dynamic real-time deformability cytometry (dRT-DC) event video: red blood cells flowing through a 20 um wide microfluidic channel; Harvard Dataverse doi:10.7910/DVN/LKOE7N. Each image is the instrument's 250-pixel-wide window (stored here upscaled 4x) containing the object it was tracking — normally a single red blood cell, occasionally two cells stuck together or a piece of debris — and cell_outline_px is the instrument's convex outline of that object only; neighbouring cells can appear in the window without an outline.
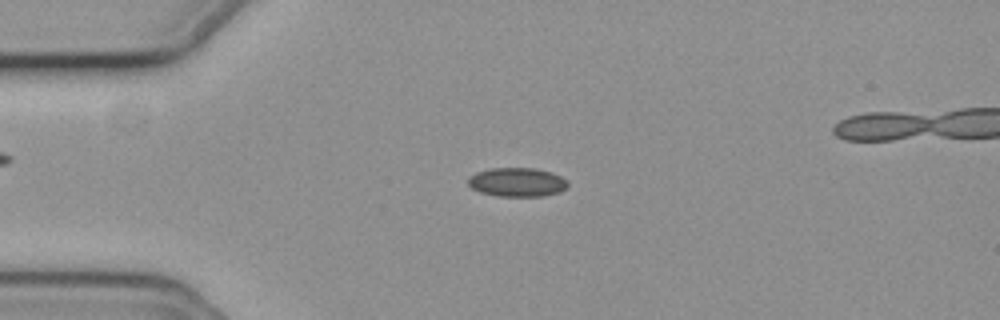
{"species": "common noctule bat (a hibernating species)", "species_latin": "Nyctalus noctula", "temperature_condition": "cold", "stored_images_in_passage": 53, "camera_frame_rate_fps": 3000, "um_per_image_px": 0.085, "animal": {"sex": "female", "body_mass_g": 19.3, "forearm_length_mm": 54.1}, "frame": {"image": 1, "passage_image": 14, "time_ms": 4.333, "image_size_px": [1000, 320], "cell_outline_px": [[568, 188], [560, 192], [540, 196], [500, 196], [480, 192], [472, 188], [468, 184], [468, 176], [476, 172], [488, 168], [536, 168], [552, 172], [568, 180]], "centroid_in_image_um": [43.97, 15.47], "position_along_channel_um": 41.0, "area_um2": 16.99}}
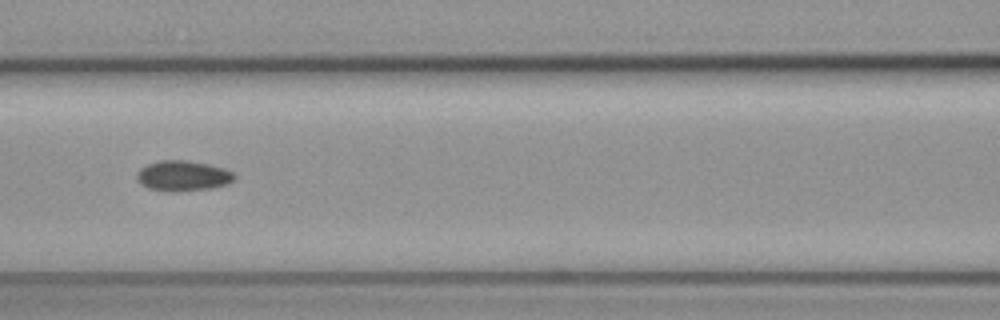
{"frame": {"image": 2, "passage_image": 25, "time_ms": 8.0, "image_size_px": [1000, 320], "cell_outline_px": [[236, 176], [228, 184], [212, 188], [180, 192], [168, 192], [148, 188], [140, 184], [136, 180], [136, 172], [140, 168], [148, 164], [160, 160], [184, 160], [208, 164], [224, 168], [232, 172]], "centroid_in_image_um": [15.51, 14.96], "position_along_channel_um": 151.1, "area_um2": 17.51}}
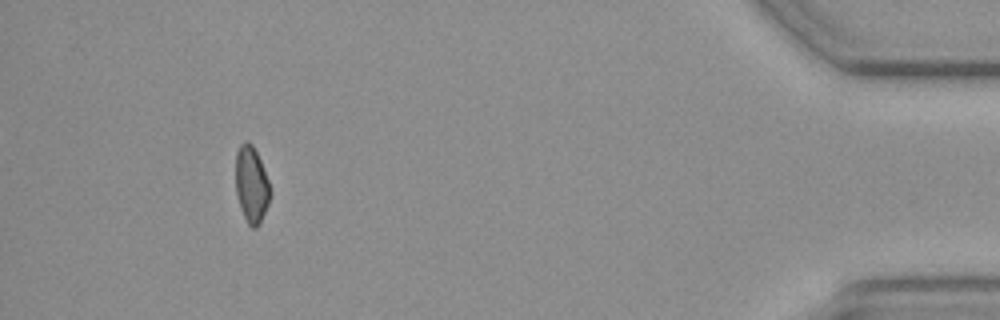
{"frame": {"image": 3, "passage_image": 52, "time_ms": 17.0, "image_size_px": [1000, 320], "cell_outline_px": [[268, 204], [260, 224], [256, 228], [252, 228], [248, 224], [240, 208], [236, 192], [236, 152], [240, 144], [244, 140], [248, 140], [252, 144], [260, 160], [268, 180]], "centroid_in_image_um": [21.34, 15.67], "position_along_channel_um": 413.9, "area_um2": 15.14}}